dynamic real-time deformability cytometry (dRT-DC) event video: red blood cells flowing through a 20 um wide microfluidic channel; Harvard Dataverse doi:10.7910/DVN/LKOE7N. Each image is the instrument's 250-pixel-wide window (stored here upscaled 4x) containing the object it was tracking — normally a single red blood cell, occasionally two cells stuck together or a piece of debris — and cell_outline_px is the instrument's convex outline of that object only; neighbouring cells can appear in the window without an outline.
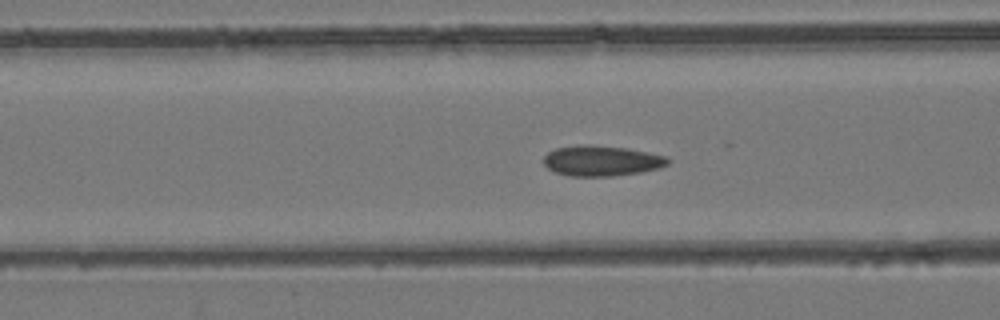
{"species": "common noctule bat (a hibernating species)", "species_latin": "Nyctalus noctula", "temperature_condition": "room temperature", "stored_images_in_passage": 44, "camera_frame_rate_fps": 3000, "um_per_image_px": 0.085, "animal": {"sex": "female", "body_mass_g": 24.6, "forearm_length_mm": 56.2}, "frame": {"image": 1, "passage_image": 20, "time_ms": 6.333, "image_size_px": [1000, 320], "cell_outline_px": [[668, 164], [660, 168], [640, 172], [612, 176], [568, 176], [552, 172], [544, 164], [544, 156], [548, 152], [556, 148], [580, 144], [588, 144], [628, 148], [668, 156]], "centroid_in_image_um": [51.12, 13.66], "position_along_channel_um": 115.5, "area_um2": 22.25}}
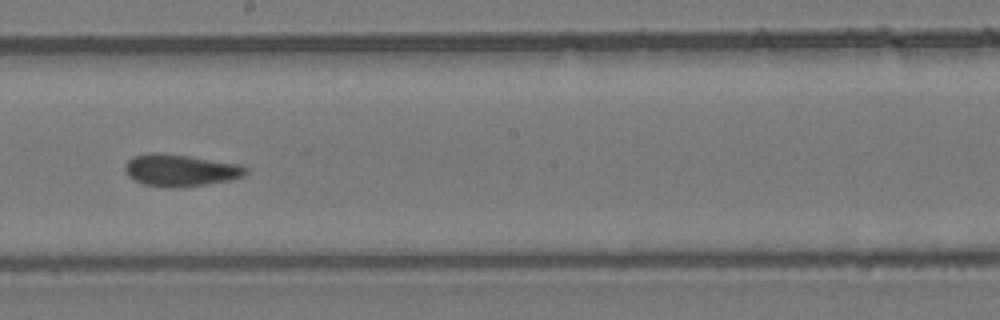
{"frame": {"image": 2, "passage_image": 29, "time_ms": 9.333, "image_size_px": [1000, 320], "cell_outline_px": [[248, 172], [244, 176], [232, 180], [180, 188], [144, 184], [128, 176], [124, 168], [124, 164], [128, 160], [136, 156], [148, 152], [160, 152], [188, 156], [240, 164], [248, 168]], "centroid_in_image_um": [15.36, 14.46], "position_along_channel_um": 232.8, "area_um2": 22.54}}
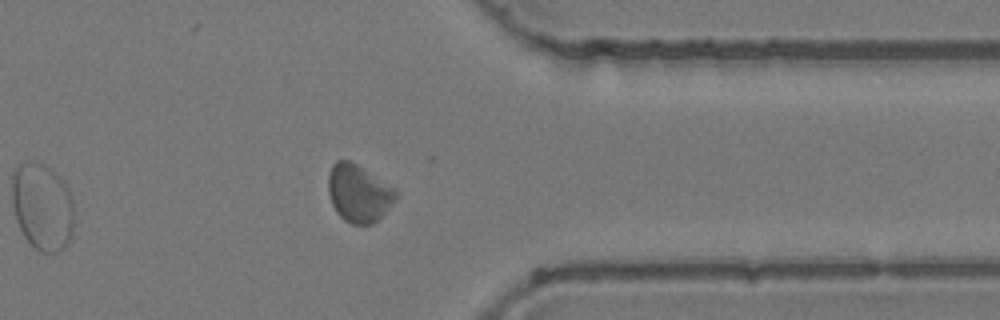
{"frame": {"image": 3, "passage_image": 41, "time_ms": 13.333, "image_size_px": [1000, 320], "cell_outline_px": [[396, 200], [372, 224], [352, 224], [344, 220], [336, 212], [332, 204], [328, 192], [328, 176], [332, 164], [336, 160], [348, 160], [356, 164], [392, 188], [396, 192]], "centroid_in_image_um": [30.43, 16.44], "position_along_channel_um": 381.0, "area_um2": 22.08}, "authors_computed_cell_mechanics": {"area_um2": 22.0796, "velocity_mm_per_s": 3.9148, "shape_relaxation_time_tau1_ms": null, "shape_relaxation_time_tau2_ms": 2.7588, "deformation_change_tau1": null, "deformation_change_tau2": 0.0616}}